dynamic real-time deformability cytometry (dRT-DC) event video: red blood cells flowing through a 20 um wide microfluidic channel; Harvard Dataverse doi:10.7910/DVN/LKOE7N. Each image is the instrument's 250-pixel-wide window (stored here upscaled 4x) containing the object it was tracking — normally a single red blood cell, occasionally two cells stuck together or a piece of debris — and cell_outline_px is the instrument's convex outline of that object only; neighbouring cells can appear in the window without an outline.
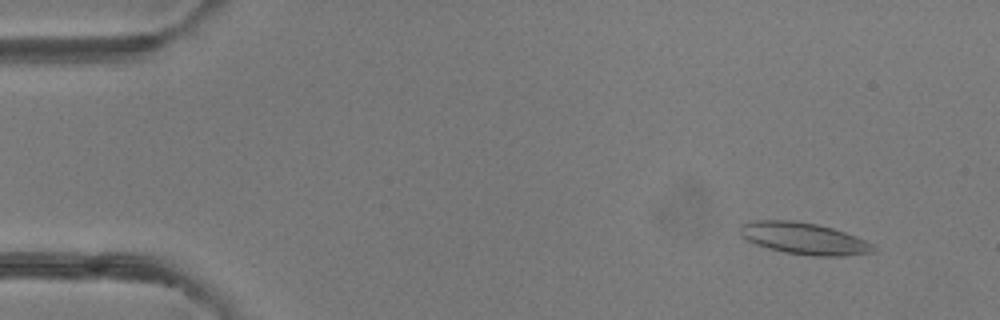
{"species": "common noctule bat (a hibernating species)", "species_latin": "Nyctalus noctula", "temperature_condition": "room temperature", "stored_images_in_passage": 4, "camera_frame_rate_fps": 3000, "um_per_image_px": 0.085, "animal": {"sex": "female"}, "frame": {"image": 1, "passage_image": 2, "time_ms": 1.0, "image_size_px": [1000, 320], "cell_outline_px": [[876, 252], [844, 256], [812, 256], [784, 252], [768, 248], [756, 244], [740, 236], [740, 224], [756, 220], [792, 220], [816, 224], [832, 228], [856, 236], [872, 244], [876, 248]], "centroid_in_image_um": [68.33, 20.27], "position_along_channel_um": 16.7, "area_um2": 24.68}}
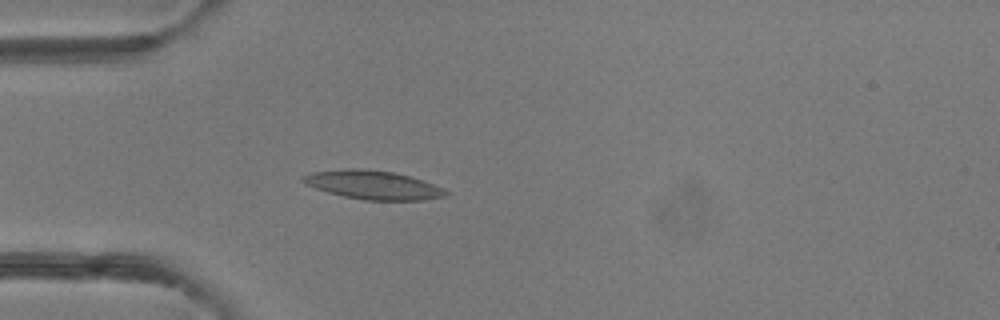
{"frame": {"image": 2, "passage_image": 4, "time_ms": 4.333, "image_size_px": [1000, 320], "cell_outline_px": [[448, 192], [444, 196], [420, 200], [364, 200], [344, 196], [328, 192], [304, 184], [300, 180], [300, 176], [312, 172], [344, 168], [364, 168], [392, 172], [408, 176], [432, 184]], "centroid_in_image_um": [31.59, 15.7], "position_along_channel_um": 53.4, "area_um2": 23.64}}